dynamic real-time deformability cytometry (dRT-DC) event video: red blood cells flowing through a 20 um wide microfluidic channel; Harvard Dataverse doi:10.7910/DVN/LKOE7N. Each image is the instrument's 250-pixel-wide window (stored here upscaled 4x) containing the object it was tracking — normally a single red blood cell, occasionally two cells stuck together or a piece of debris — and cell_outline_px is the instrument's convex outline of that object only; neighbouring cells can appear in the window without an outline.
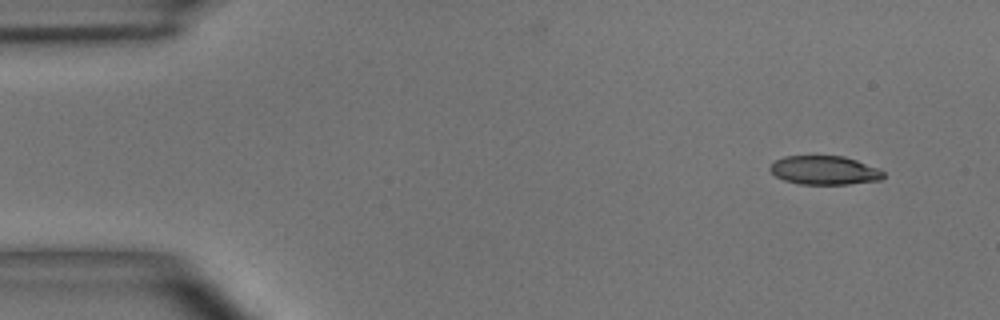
{"species": "common noctule bat (a hibernating species)", "species_latin": "Nyctalus noctula", "temperature_condition": "room temperature", "stored_images_in_passage": 4, "camera_frame_rate_fps": 3000, "um_per_image_px": 0.085, "animal": {"sex": "male", "body_mass_g": 15.6}, "frame": {"image": 1, "passage_image": 1, "time_ms": 0.0, "image_size_px": [1000, 320], "cell_outline_px": [[884, 176], [880, 180], [848, 184], [800, 184], [784, 180], [776, 176], [768, 168], [776, 160], [784, 156], [844, 156], [880, 168], [884, 172]], "centroid_in_image_um": [70.1, 14.47], "position_along_channel_um": 14.9, "area_um2": 19.02}}
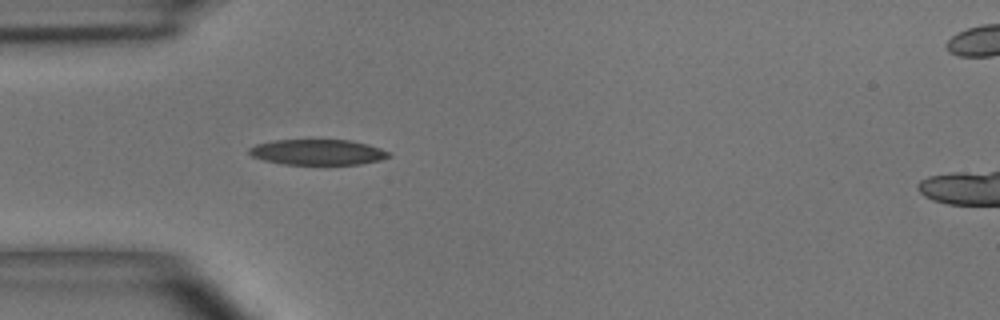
{"frame": {"image": 2, "passage_image": 4, "time_ms": 3.667, "image_size_px": [1000, 320], "cell_outline_px": [[392, 156], [380, 160], [360, 164], [284, 164], [264, 160], [252, 156], [248, 152], [248, 148], [256, 144], [276, 140], [352, 140], [368, 144], [380, 148], [388, 152]], "centroid_in_image_um": [27.01, 12.93], "position_along_channel_um": 58.0, "area_um2": 20.69}}